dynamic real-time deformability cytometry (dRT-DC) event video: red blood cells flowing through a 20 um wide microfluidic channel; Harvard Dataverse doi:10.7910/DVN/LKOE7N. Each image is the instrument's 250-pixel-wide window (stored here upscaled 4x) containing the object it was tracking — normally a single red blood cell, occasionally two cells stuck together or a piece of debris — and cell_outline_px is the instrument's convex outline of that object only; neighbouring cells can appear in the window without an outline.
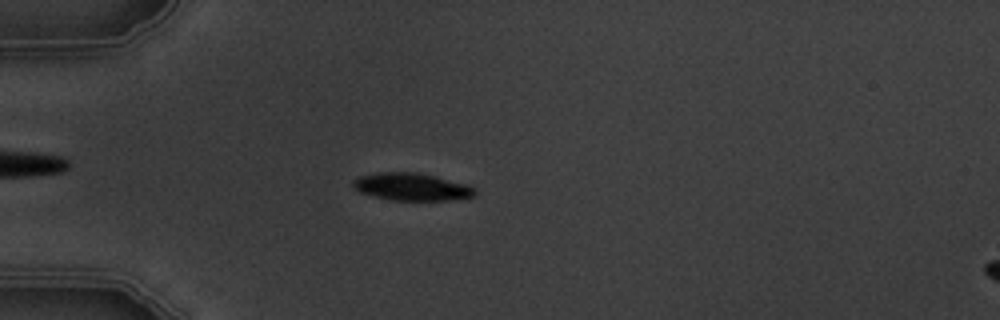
{"species": "common noctule bat (a hibernating species)", "species_latin": "Nyctalus noctula", "temperature_condition": "warm", "stored_images_in_passage": 6, "camera_frame_rate_fps": 3000, "um_per_image_px": 0.085, "animal": {"sex": "male", "body_mass_g": 19.5, "forearm_length_mm": 54.6}, "frame": {"image": 1, "passage_image": 5, "time_ms": 4.667, "image_size_px": [1000, 320], "cell_outline_px": [[476, 196], [452, 200], [392, 200], [360, 192], [352, 188], [352, 180], [360, 176], [380, 172], [416, 172], [436, 176], [468, 184], [476, 188]], "centroid_in_image_um": [35.03, 15.87], "position_along_channel_um": 50.0, "area_um2": 19.65}}